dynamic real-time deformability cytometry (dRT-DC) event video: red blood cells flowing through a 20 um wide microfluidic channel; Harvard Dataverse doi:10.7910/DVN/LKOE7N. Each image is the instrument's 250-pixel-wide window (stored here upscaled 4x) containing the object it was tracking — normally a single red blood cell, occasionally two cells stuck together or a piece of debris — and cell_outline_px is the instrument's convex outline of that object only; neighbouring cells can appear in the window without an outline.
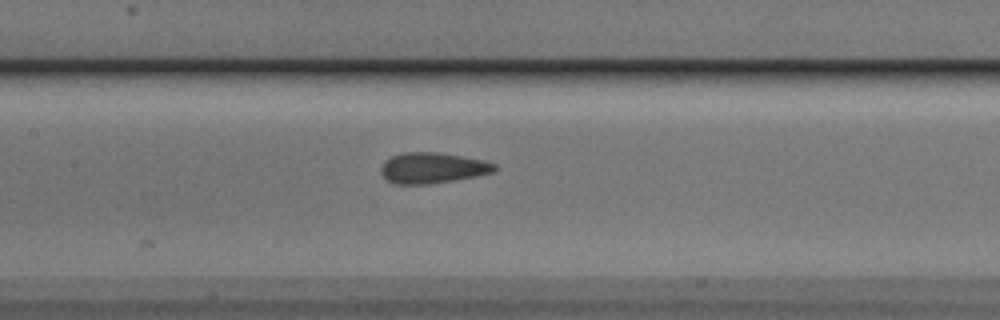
{"species": "Egyptian fruit bat (a non-hibernating species)", "species_latin": "Rousettus aegyptiacus", "temperature_condition": "cold", "stored_images_in_passage": 4, "camera_frame_rate_fps": 3000, "um_per_image_px": 0.085, "animal": {"sex": "male"}, "frame": {"image": 1, "passage_image": 4, "time_ms": 4.333, "image_size_px": [1000, 320], "cell_outline_px": [[496, 168], [492, 172], [476, 176], [428, 184], [396, 184], [388, 180], [380, 172], [380, 168], [384, 160], [392, 156], [404, 152], [436, 152], [484, 160], [496, 164]], "centroid_in_image_um": [36.73, 14.27], "position_along_channel_um": 170.7, "area_um2": 20.17}}